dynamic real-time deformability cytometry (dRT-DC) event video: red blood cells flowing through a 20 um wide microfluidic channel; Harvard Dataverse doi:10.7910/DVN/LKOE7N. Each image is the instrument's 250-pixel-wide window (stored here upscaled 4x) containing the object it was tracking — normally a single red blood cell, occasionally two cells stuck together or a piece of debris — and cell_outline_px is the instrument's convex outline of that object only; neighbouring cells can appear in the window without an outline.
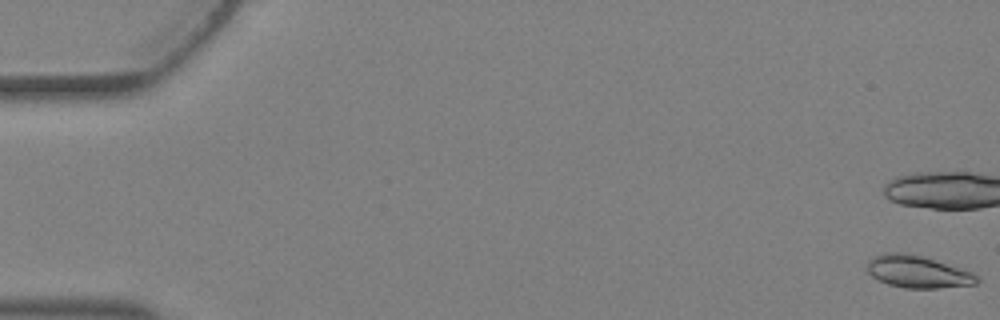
{"species": "Egyptian fruit bat (a non-hibernating species)", "species_latin": "Rousettus aegyptiacus", "temperature_condition": "warm", "stored_images_in_passage": 5, "camera_frame_rate_fps": 3000, "um_per_image_px": 0.085, "animal": {"sex": "female"}, "frame": {"image": 1, "passage_image": 1, "time_ms": 0.0, "image_size_px": [1000, 320], "cell_outline_px": [[980, 280], [976, 284], [936, 288], [904, 288], [888, 284], [872, 276], [868, 272], [868, 260], [872, 256], [884, 252], [904, 252], [924, 256], [972, 272]], "centroid_in_image_um": [77.98, 23.08], "position_along_channel_um": 7.0, "area_um2": 20.63}}